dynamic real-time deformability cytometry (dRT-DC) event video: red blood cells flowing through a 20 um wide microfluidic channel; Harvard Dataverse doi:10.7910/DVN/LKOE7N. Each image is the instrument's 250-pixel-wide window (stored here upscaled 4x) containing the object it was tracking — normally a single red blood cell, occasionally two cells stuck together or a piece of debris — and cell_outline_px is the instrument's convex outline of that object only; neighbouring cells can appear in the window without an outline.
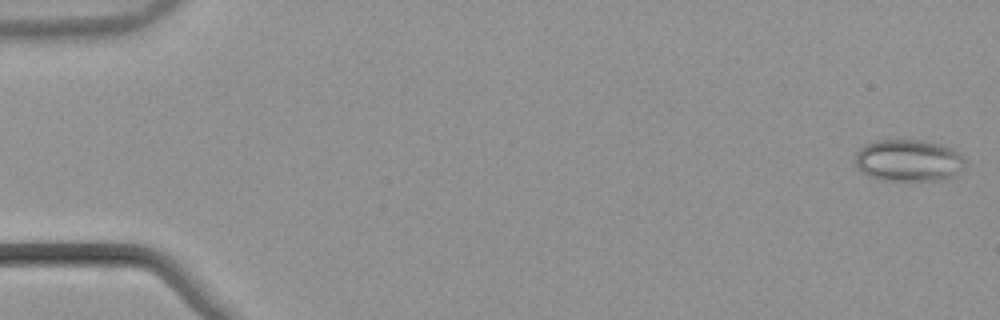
{"species": "common noctule bat (a hibernating species)", "species_latin": "Nyctalus noctula", "temperature_condition": "warm", "stored_images_in_passage": 53, "camera_frame_rate_fps": 3000, "um_per_image_px": 0.085, "animal": {"sex": "male", "body_mass_g": 21.5, "forearm_length_mm": 52.0}, "frame": {"image": 1, "passage_image": 1, "time_ms": 0.0, "image_size_px": [1000, 320], "cell_outline_px": [[964, 164], [956, 172], [940, 180], [880, 180], [868, 176], [860, 172], [856, 168], [856, 152], [864, 144], [876, 140], [928, 140], [944, 144], [960, 152], [964, 160]], "centroid_in_image_um": [77.17, 13.61], "position_along_channel_um": 7.8, "area_um2": 26.99}}
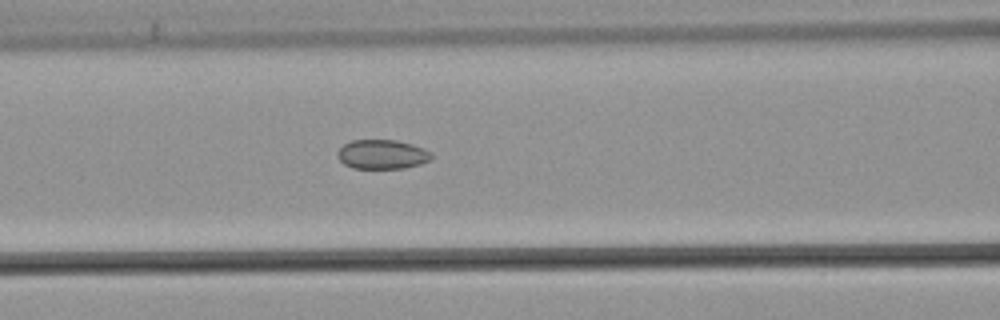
{"frame": {"image": 2, "passage_image": 23, "time_ms": 7.333, "image_size_px": [1000, 320], "cell_outline_px": [[432, 156], [428, 160], [420, 164], [404, 168], [352, 168], [344, 164], [340, 160], [336, 152], [344, 144], [352, 140], [396, 140], [412, 144], [424, 148], [432, 152]], "centroid_in_image_um": [32.48, 13.11], "position_along_channel_um": 134.1, "area_um2": 16.01}}
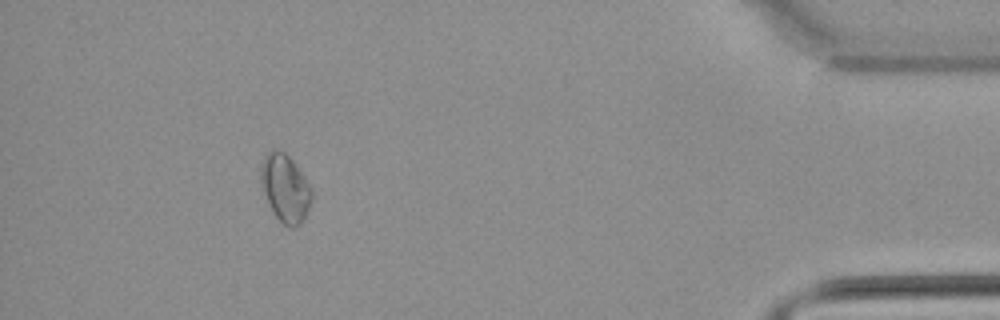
{"frame": {"image": 3, "passage_image": 49, "time_ms": 16.0, "image_size_px": [1000, 320], "cell_outline_px": [[312, 200], [300, 224], [296, 228], [288, 228], [276, 216], [264, 192], [260, 180], [260, 168], [264, 156], [272, 148], [284, 152], [292, 160], [304, 176], [312, 192]], "centroid_in_image_um": [24.24, 15.98], "position_along_channel_um": 411.0, "area_um2": 19.71}, "authors_computed_cell_mechanics": {"area_um2": 17.8602, "velocity_mm_per_s": 3.8502, "shape_relaxation_time_tau1_ms": null, "shape_relaxation_time_tau2_ms": 4.2717, "deformation_change_tau1": null, "deformation_change_tau2": 0.0695}}